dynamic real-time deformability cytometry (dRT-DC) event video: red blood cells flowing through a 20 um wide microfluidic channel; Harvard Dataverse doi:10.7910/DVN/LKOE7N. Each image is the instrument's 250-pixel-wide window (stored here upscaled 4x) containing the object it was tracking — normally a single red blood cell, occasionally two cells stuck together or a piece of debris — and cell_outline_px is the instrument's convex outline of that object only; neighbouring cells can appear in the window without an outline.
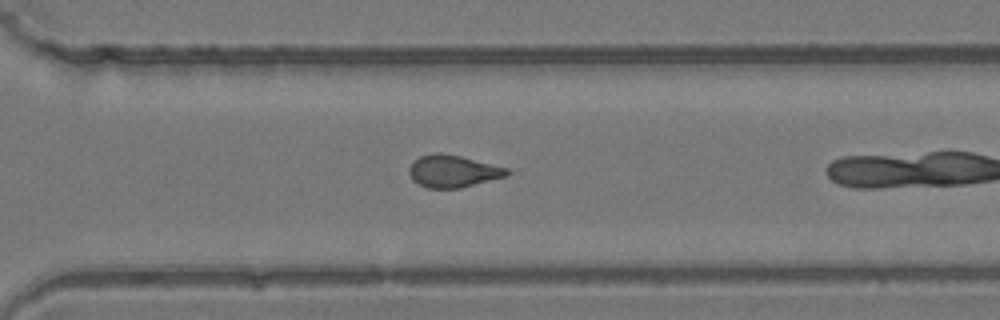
{"species": "common noctule bat (a hibernating species)", "species_latin": "Nyctalus noctula", "temperature_condition": "room temperature", "stored_images_in_passage": 24, "camera_frame_rate_fps": 3000, "um_per_image_px": 0.085, "animal": {"sex": "female", "body_mass_g": 24.6, "forearm_length_mm": 56.2}, "frame": {"image": 1, "passage_image": 20, "time_ms": 6.333, "image_size_px": [1000, 320], "cell_outline_px": [[512, 172], [508, 176], [460, 188], [428, 188], [412, 180], [408, 172], [408, 168], [412, 160], [420, 156], [436, 152], [460, 156], [508, 168]], "centroid_in_image_um": [38.49, 14.55], "position_along_channel_um": 332.1, "area_um2": 18.5}}